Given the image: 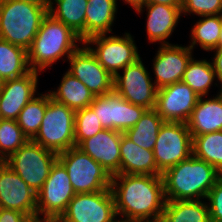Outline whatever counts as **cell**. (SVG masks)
<instances>
[{
	"label": "cell",
	"instance_id": "6da1fadb",
	"mask_svg": "<svg viewBox=\"0 0 222 222\" xmlns=\"http://www.w3.org/2000/svg\"><path fill=\"white\" fill-rule=\"evenodd\" d=\"M110 189L117 217L129 222L160 217L165 208L162 176L115 174Z\"/></svg>",
	"mask_w": 222,
	"mask_h": 222
},
{
	"label": "cell",
	"instance_id": "7a4b0ae2",
	"mask_svg": "<svg viewBox=\"0 0 222 222\" xmlns=\"http://www.w3.org/2000/svg\"><path fill=\"white\" fill-rule=\"evenodd\" d=\"M166 200L206 199L222 174L193 155L162 173Z\"/></svg>",
	"mask_w": 222,
	"mask_h": 222
},
{
	"label": "cell",
	"instance_id": "3957f363",
	"mask_svg": "<svg viewBox=\"0 0 222 222\" xmlns=\"http://www.w3.org/2000/svg\"><path fill=\"white\" fill-rule=\"evenodd\" d=\"M77 42L83 44L79 35L48 13L27 51L30 70L42 72L60 58H69L79 48Z\"/></svg>",
	"mask_w": 222,
	"mask_h": 222
},
{
	"label": "cell",
	"instance_id": "277c9868",
	"mask_svg": "<svg viewBox=\"0 0 222 222\" xmlns=\"http://www.w3.org/2000/svg\"><path fill=\"white\" fill-rule=\"evenodd\" d=\"M47 14L48 10L37 4L5 0L0 5V39L28 51Z\"/></svg>",
	"mask_w": 222,
	"mask_h": 222
},
{
	"label": "cell",
	"instance_id": "5b68a950",
	"mask_svg": "<svg viewBox=\"0 0 222 222\" xmlns=\"http://www.w3.org/2000/svg\"><path fill=\"white\" fill-rule=\"evenodd\" d=\"M32 141L56 154L75 147V111L47 93L44 118Z\"/></svg>",
	"mask_w": 222,
	"mask_h": 222
},
{
	"label": "cell",
	"instance_id": "8992f818",
	"mask_svg": "<svg viewBox=\"0 0 222 222\" xmlns=\"http://www.w3.org/2000/svg\"><path fill=\"white\" fill-rule=\"evenodd\" d=\"M75 193H92L107 190L112 176L98 162L80 148L72 147L58 154Z\"/></svg>",
	"mask_w": 222,
	"mask_h": 222
},
{
	"label": "cell",
	"instance_id": "52a82bcc",
	"mask_svg": "<svg viewBox=\"0 0 222 222\" xmlns=\"http://www.w3.org/2000/svg\"><path fill=\"white\" fill-rule=\"evenodd\" d=\"M58 154L28 140L4 162L36 193L48 178Z\"/></svg>",
	"mask_w": 222,
	"mask_h": 222
},
{
	"label": "cell",
	"instance_id": "ba28073f",
	"mask_svg": "<svg viewBox=\"0 0 222 222\" xmlns=\"http://www.w3.org/2000/svg\"><path fill=\"white\" fill-rule=\"evenodd\" d=\"M75 194L66 168L57 159L37 192V220H58Z\"/></svg>",
	"mask_w": 222,
	"mask_h": 222
},
{
	"label": "cell",
	"instance_id": "9c48e42d",
	"mask_svg": "<svg viewBox=\"0 0 222 222\" xmlns=\"http://www.w3.org/2000/svg\"><path fill=\"white\" fill-rule=\"evenodd\" d=\"M157 168L163 173L193 155L192 137L186 123L164 122L153 149Z\"/></svg>",
	"mask_w": 222,
	"mask_h": 222
},
{
	"label": "cell",
	"instance_id": "30bf717a",
	"mask_svg": "<svg viewBox=\"0 0 222 222\" xmlns=\"http://www.w3.org/2000/svg\"><path fill=\"white\" fill-rule=\"evenodd\" d=\"M130 33L120 36L100 34L83 42L95 55L98 62L114 77L118 71L136 62L140 57ZM89 45H95L92 47Z\"/></svg>",
	"mask_w": 222,
	"mask_h": 222
},
{
	"label": "cell",
	"instance_id": "8fae6325",
	"mask_svg": "<svg viewBox=\"0 0 222 222\" xmlns=\"http://www.w3.org/2000/svg\"><path fill=\"white\" fill-rule=\"evenodd\" d=\"M114 76L113 90L128 102L149 109H155L158 88L152 82L150 73L139 58Z\"/></svg>",
	"mask_w": 222,
	"mask_h": 222
},
{
	"label": "cell",
	"instance_id": "7c38bea8",
	"mask_svg": "<svg viewBox=\"0 0 222 222\" xmlns=\"http://www.w3.org/2000/svg\"><path fill=\"white\" fill-rule=\"evenodd\" d=\"M117 217L111 189L76 193L58 222H113Z\"/></svg>",
	"mask_w": 222,
	"mask_h": 222
},
{
	"label": "cell",
	"instance_id": "4fadbf2b",
	"mask_svg": "<svg viewBox=\"0 0 222 222\" xmlns=\"http://www.w3.org/2000/svg\"><path fill=\"white\" fill-rule=\"evenodd\" d=\"M90 107L97 115L103 129L120 132L132 128L147 110L123 99L114 90L101 96H95Z\"/></svg>",
	"mask_w": 222,
	"mask_h": 222
},
{
	"label": "cell",
	"instance_id": "5bb4252c",
	"mask_svg": "<svg viewBox=\"0 0 222 222\" xmlns=\"http://www.w3.org/2000/svg\"><path fill=\"white\" fill-rule=\"evenodd\" d=\"M0 208L17 210L37 220V193L5 162H0Z\"/></svg>",
	"mask_w": 222,
	"mask_h": 222
},
{
	"label": "cell",
	"instance_id": "9a60e30c",
	"mask_svg": "<svg viewBox=\"0 0 222 222\" xmlns=\"http://www.w3.org/2000/svg\"><path fill=\"white\" fill-rule=\"evenodd\" d=\"M84 47L75 50L67 59L70 69L67 71L79 79L94 96L113 91L114 77L98 62L90 49Z\"/></svg>",
	"mask_w": 222,
	"mask_h": 222
},
{
	"label": "cell",
	"instance_id": "2e32d148",
	"mask_svg": "<svg viewBox=\"0 0 222 222\" xmlns=\"http://www.w3.org/2000/svg\"><path fill=\"white\" fill-rule=\"evenodd\" d=\"M199 98L186 83L176 82L158 89L155 110L165 122L186 123Z\"/></svg>",
	"mask_w": 222,
	"mask_h": 222
},
{
	"label": "cell",
	"instance_id": "e0dca14e",
	"mask_svg": "<svg viewBox=\"0 0 222 222\" xmlns=\"http://www.w3.org/2000/svg\"><path fill=\"white\" fill-rule=\"evenodd\" d=\"M192 57V49L189 46L161 45L153 60L156 87L159 89L180 82Z\"/></svg>",
	"mask_w": 222,
	"mask_h": 222
},
{
	"label": "cell",
	"instance_id": "ac0fdd59",
	"mask_svg": "<svg viewBox=\"0 0 222 222\" xmlns=\"http://www.w3.org/2000/svg\"><path fill=\"white\" fill-rule=\"evenodd\" d=\"M37 71L3 82L0 88V116L16 120L22 109L35 98L38 83Z\"/></svg>",
	"mask_w": 222,
	"mask_h": 222
},
{
	"label": "cell",
	"instance_id": "d6986e66",
	"mask_svg": "<svg viewBox=\"0 0 222 222\" xmlns=\"http://www.w3.org/2000/svg\"><path fill=\"white\" fill-rule=\"evenodd\" d=\"M123 132L103 129L84 140L78 148L98 162L113 176L120 174V142Z\"/></svg>",
	"mask_w": 222,
	"mask_h": 222
},
{
	"label": "cell",
	"instance_id": "ffe728a7",
	"mask_svg": "<svg viewBox=\"0 0 222 222\" xmlns=\"http://www.w3.org/2000/svg\"><path fill=\"white\" fill-rule=\"evenodd\" d=\"M147 9L146 30L150 43L160 42L161 45L169 44L168 39L182 15V6H170L166 4H146Z\"/></svg>",
	"mask_w": 222,
	"mask_h": 222
},
{
	"label": "cell",
	"instance_id": "44dd1931",
	"mask_svg": "<svg viewBox=\"0 0 222 222\" xmlns=\"http://www.w3.org/2000/svg\"><path fill=\"white\" fill-rule=\"evenodd\" d=\"M200 97L186 122L191 137L222 131V94L214 98Z\"/></svg>",
	"mask_w": 222,
	"mask_h": 222
},
{
	"label": "cell",
	"instance_id": "7402d4cb",
	"mask_svg": "<svg viewBox=\"0 0 222 222\" xmlns=\"http://www.w3.org/2000/svg\"><path fill=\"white\" fill-rule=\"evenodd\" d=\"M120 174H141L161 176L153 150H147L133 143L124 134L120 142Z\"/></svg>",
	"mask_w": 222,
	"mask_h": 222
},
{
	"label": "cell",
	"instance_id": "603a6c76",
	"mask_svg": "<svg viewBox=\"0 0 222 222\" xmlns=\"http://www.w3.org/2000/svg\"><path fill=\"white\" fill-rule=\"evenodd\" d=\"M117 0H88L85 16V41L93 36L112 33Z\"/></svg>",
	"mask_w": 222,
	"mask_h": 222
},
{
	"label": "cell",
	"instance_id": "cb8c5ba5",
	"mask_svg": "<svg viewBox=\"0 0 222 222\" xmlns=\"http://www.w3.org/2000/svg\"><path fill=\"white\" fill-rule=\"evenodd\" d=\"M49 94L51 98L74 111L89 107L95 98L93 93L68 71L62 76L58 89L49 91Z\"/></svg>",
	"mask_w": 222,
	"mask_h": 222
},
{
	"label": "cell",
	"instance_id": "d4e9b609",
	"mask_svg": "<svg viewBox=\"0 0 222 222\" xmlns=\"http://www.w3.org/2000/svg\"><path fill=\"white\" fill-rule=\"evenodd\" d=\"M161 216L165 222H211L208 202L202 200H166Z\"/></svg>",
	"mask_w": 222,
	"mask_h": 222
},
{
	"label": "cell",
	"instance_id": "484cf974",
	"mask_svg": "<svg viewBox=\"0 0 222 222\" xmlns=\"http://www.w3.org/2000/svg\"><path fill=\"white\" fill-rule=\"evenodd\" d=\"M57 4V8L53 5ZM88 0H52L48 13L72 29L85 41V16Z\"/></svg>",
	"mask_w": 222,
	"mask_h": 222
},
{
	"label": "cell",
	"instance_id": "4316f807",
	"mask_svg": "<svg viewBox=\"0 0 222 222\" xmlns=\"http://www.w3.org/2000/svg\"><path fill=\"white\" fill-rule=\"evenodd\" d=\"M31 70L28 54L22 47L0 39V77L3 81L20 78Z\"/></svg>",
	"mask_w": 222,
	"mask_h": 222
},
{
	"label": "cell",
	"instance_id": "83f0119b",
	"mask_svg": "<svg viewBox=\"0 0 222 222\" xmlns=\"http://www.w3.org/2000/svg\"><path fill=\"white\" fill-rule=\"evenodd\" d=\"M165 121L155 109L144 112L139 121L123 134L133 143L147 150H153L160 127Z\"/></svg>",
	"mask_w": 222,
	"mask_h": 222
},
{
	"label": "cell",
	"instance_id": "f1b7e54d",
	"mask_svg": "<svg viewBox=\"0 0 222 222\" xmlns=\"http://www.w3.org/2000/svg\"><path fill=\"white\" fill-rule=\"evenodd\" d=\"M215 79L217 76L211 62L206 59L195 60L192 57L181 81L186 83L199 97H204Z\"/></svg>",
	"mask_w": 222,
	"mask_h": 222
},
{
	"label": "cell",
	"instance_id": "f546056e",
	"mask_svg": "<svg viewBox=\"0 0 222 222\" xmlns=\"http://www.w3.org/2000/svg\"><path fill=\"white\" fill-rule=\"evenodd\" d=\"M193 156L206 161L222 174V131L192 138Z\"/></svg>",
	"mask_w": 222,
	"mask_h": 222
},
{
	"label": "cell",
	"instance_id": "4dcf8cb0",
	"mask_svg": "<svg viewBox=\"0 0 222 222\" xmlns=\"http://www.w3.org/2000/svg\"><path fill=\"white\" fill-rule=\"evenodd\" d=\"M191 30V41L189 47L193 50L198 43L205 51H213L218 48L220 30L222 27V14L203 16Z\"/></svg>",
	"mask_w": 222,
	"mask_h": 222
},
{
	"label": "cell",
	"instance_id": "1f68e13d",
	"mask_svg": "<svg viewBox=\"0 0 222 222\" xmlns=\"http://www.w3.org/2000/svg\"><path fill=\"white\" fill-rule=\"evenodd\" d=\"M47 106V94L33 98L19 113L16 122L24 135L32 140L39 131Z\"/></svg>",
	"mask_w": 222,
	"mask_h": 222
},
{
	"label": "cell",
	"instance_id": "d6a6232c",
	"mask_svg": "<svg viewBox=\"0 0 222 222\" xmlns=\"http://www.w3.org/2000/svg\"><path fill=\"white\" fill-rule=\"evenodd\" d=\"M29 139L22 129L11 119H0V162H4L10 155L16 152Z\"/></svg>",
	"mask_w": 222,
	"mask_h": 222
},
{
	"label": "cell",
	"instance_id": "836d02e7",
	"mask_svg": "<svg viewBox=\"0 0 222 222\" xmlns=\"http://www.w3.org/2000/svg\"><path fill=\"white\" fill-rule=\"evenodd\" d=\"M103 127L89 106L75 111V146L78 147L84 140L95 136Z\"/></svg>",
	"mask_w": 222,
	"mask_h": 222
},
{
	"label": "cell",
	"instance_id": "e575fe53",
	"mask_svg": "<svg viewBox=\"0 0 222 222\" xmlns=\"http://www.w3.org/2000/svg\"><path fill=\"white\" fill-rule=\"evenodd\" d=\"M182 14L194 13L198 16L221 15L222 0H182Z\"/></svg>",
	"mask_w": 222,
	"mask_h": 222
},
{
	"label": "cell",
	"instance_id": "d590c367",
	"mask_svg": "<svg viewBox=\"0 0 222 222\" xmlns=\"http://www.w3.org/2000/svg\"><path fill=\"white\" fill-rule=\"evenodd\" d=\"M210 203L209 214L211 222H222V176L209 191L207 198Z\"/></svg>",
	"mask_w": 222,
	"mask_h": 222
},
{
	"label": "cell",
	"instance_id": "8d00e7d4",
	"mask_svg": "<svg viewBox=\"0 0 222 222\" xmlns=\"http://www.w3.org/2000/svg\"><path fill=\"white\" fill-rule=\"evenodd\" d=\"M0 222H32V220L20 211L0 208Z\"/></svg>",
	"mask_w": 222,
	"mask_h": 222
},
{
	"label": "cell",
	"instance_id": "74e56055",
	"mask_svg": "<svg viewBox=\"0 0 222 222\" xmlns=\"http://www.w3.org/2000/svg\"><path fill=\"white\" fill-rule=\"evenodd\" d=\"M215 55L214 59L212 60V66L215 70L217 80H219L222 77V48L214 49Z\"/></svg>",
	"mask_w": 222,
	"mask_h": 222
},
{
	"label": "cell",
	"instance_id": "f35d334b",
	"mask_svg": "<svg viewBox=\"0 0 222 222\" xmlns=\"http://www.w3.org/2000/svg\"><path fill=\"white\" fill-rule=\"evenodd\" d=\"M125 3L127 2V4L131 5L132 8L135 9V11H137L138 13H142L141 11H143V6H145L147 4V0H124Z\"/></svg>",
	"mask_w": 222,
	"mask_h": 222
},
{
	"label": "cell",
	"instance_id": "ab89813d",
	"mask_svg": "<svg viewBox=\"0 0 222 222\" xmlns=\"http://www.w3.org/2000/svg\"><path fill=\"white\" fill-rule=\"evenodd\" d=\"M147 4H166L170 6H182V0H147Z\"/></svg>",
	"mask_w": 222,
	"mask_h": 222
},
{
	"label": "cell",
	"instance_id": "60d3db41",
	"mask_svg": "<svg viewBox=\"0 0 222 222\" xmlns=\"http://www.w3.org/2000/svg\"><path fill=\"white\" fill-rule=\"evenodd\" d=\"M25 2H31L34 4H37L41 7H45L47 10H49L51 6V1L52 0H24Z\"/></svg>",
	"mask_w": 222,
	"mask_h": 222
},
{
	"label": "cell",
	"instance_id": "b9f144b4",
	"mask_svg": "<svg viewBox=\"0 0 222 222\" xmlns=\"http://www.w3.org/2000/svg\"><path fill=\"white\" fill-rule=\"evenodd\" d=\"M134 222H165L162 216L157 217V218H152V219H147V220H138Z\"/></svg>",
	"mask_w": 222,
	"mask_h": 222
},
{
	"label": "cell",
	"instance_id": "7bdbcfd3",
	"mask_svg": "<svg viewBox=\"0 0 222 222\" xmlns=\"http://www.w3.org/2000/svg\"><path fill=\"white\" fill-rule=\"evenodd\" d=\"M218 48H222V27H221V30H220V38H219V41H218Z\"/></svg>",
	"mask_w": 222,
	"mask_h": 222
},
{
	"label": "cell",
	"instance_id": "ee69618b",
	"mask_svg": "<svg viewBox=\"0 0 222 222\" xmlns=\"http://www.w3.org/2000/svg\"><path fill=\"white\" fill-rule=\"evenodd\" d=\"M113 222H129V221H127V220H125V219H119V220H117V218H116V220H114Z\"/></svg>",
	"mask_w": 222,
	"mask_h": 222
},
{
	"label": "cell",
	"instance_id": "f6af8a7d",
	"mask_svg": "<svg viewBox=\"0 0 222 222\" xmlns=\"http://www.w3.org/2000/svg\"><path fill=\"white\" fill-rule=\"evenodd\" d=\"M32 222H49V220H34Z\"/></svg>",
	"mask_w": 222,
	"mask_h": 222
},
{
	"label": "cell",
	"instance_id": "bcb514c9",
	"mask_svg": "<svg viewBox=\"0 0 222 222\" xmlns=\"http://www.w3.org/2000/svg\"><path fill=\"white\" fill-rule=\"evenodd\" d=\"M219 82H221L220 84V86H221V89H220V92H222V77L218 80Z\"/></svg>",
	"mask_w": 222,
	"mask_h": 222
},
{
	"label": "cell",
	"instance_id": "7dc6e473",
	"mask_svg": "<svg viewBox=\"0 0 222 222\" xmlns=\"http://www.w3.org/2000/svg\"><path fill=\"white\" fill-rule=\"evenodd\" d=\"M3 80L1 79V77H0V88L2 87V85H3Z\"/></svg>",
	"mask_w": 222,
	"mask_h": 222
},
{
	"label": "cell",
	"instance_id": "c3c4849f",
	"mask_svg": "<svg viewBox=\"0 0 222 222\" xmlns=\"http://www.w3.org/2000/svg\"><path fill=\"white\" fill-rule=\"evenodd\" d=\"M49 222H58L57 220H49Z\"/></svg>",
	"mask_w": 222,
	"mask_h": 222
}]
</instances>
